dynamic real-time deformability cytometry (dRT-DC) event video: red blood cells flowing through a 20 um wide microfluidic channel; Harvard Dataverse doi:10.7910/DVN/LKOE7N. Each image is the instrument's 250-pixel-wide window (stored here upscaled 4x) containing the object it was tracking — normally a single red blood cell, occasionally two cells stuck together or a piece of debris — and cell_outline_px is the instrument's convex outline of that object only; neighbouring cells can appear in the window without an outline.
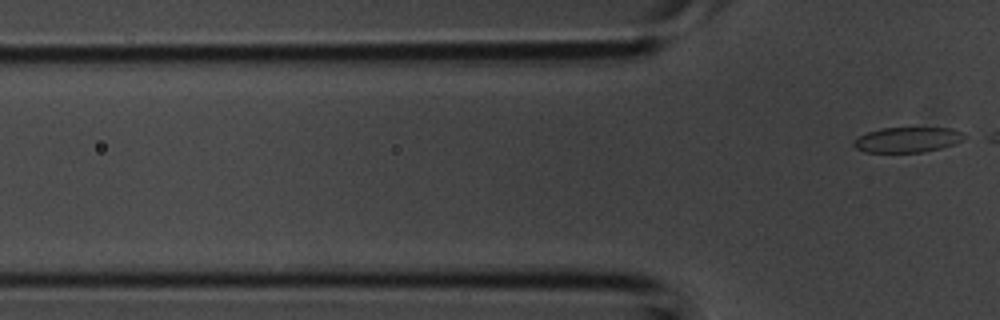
{"species": "common noctule bat (a hibernating species)", "species_latin": "Nyctalus noctula", "temperature_condition": "room temperature", "stored_images_in_passage": 4, "camera_frame_rate_fps": 3000, "um_per_image_px": 0.085, "animal": {"sex": "male", "body_mass_g": 20.1, "forearm_length_mm": 53.5}, "frame": {"image": 1, "passage_image": 4, "time_ms": 1.0, "image_size_px": [1000, 320], "cell_outline_px": [[972, 136], [956, 144], [924, 152], [864, 152], [856, 148], [852, 144], [852, 140], [868, 132], [880, 128], [952, 128], [964, 132]], "centroid_in_image_um": [77.21, 11.87], "position_along_channel_um": 48.6, "area_um2": 16.59}}